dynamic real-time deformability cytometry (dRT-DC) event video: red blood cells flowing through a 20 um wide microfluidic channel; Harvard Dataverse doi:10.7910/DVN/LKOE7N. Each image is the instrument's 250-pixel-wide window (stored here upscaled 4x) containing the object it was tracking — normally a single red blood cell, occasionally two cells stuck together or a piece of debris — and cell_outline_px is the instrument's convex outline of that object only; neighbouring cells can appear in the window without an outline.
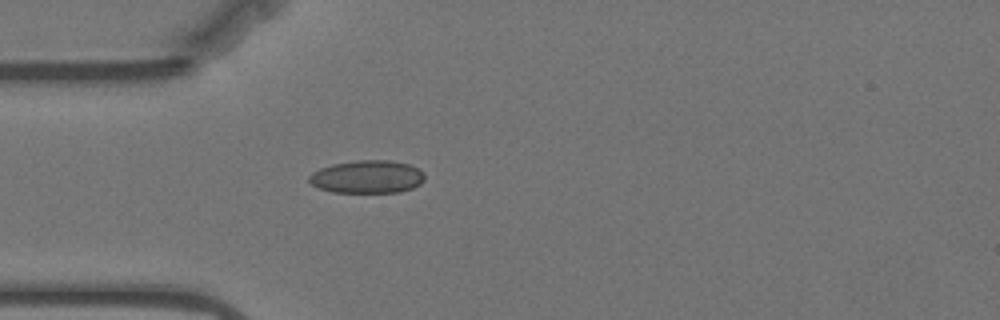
{"species": "Egyptian fruit bat (a non-hibernating species)", "species_latin": "Rousettus aegyptiacus", "temperature_condition": "warm", "stored_images_in_passage": 38, "camera_frame_rate_fps": 3000, "um_per_image_px": 0.085, "animal": {"sex": "female"}, "frame": {"image": 1, "passage_image": 1, "time_ms": 0.0, "image_size_px": [1000, 320], "cell_outline_px": [[424, 180], [420, 184], [412, 188], [400, 192], [332, 192], [320, 188], [312, 184], [308, 180], [308, 176], [312, 172], [320, 168], [332, 164], [356, 160], [392, 160], [408, 164], [424, 172]], "centroid_in_image_um": [31.21, 15.02], "position_along_channel_um": 53.8, "area_um2": 22.2}}
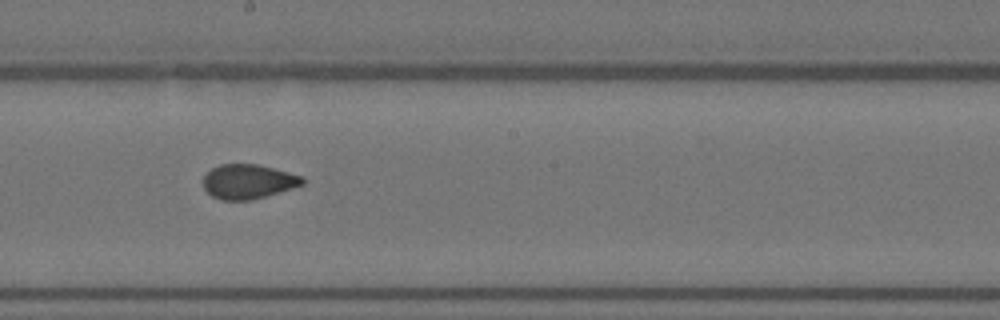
{"frame": {"image": 2, "passage_image": 16, "time_ms": 5.0, "image_size_px": [1000, 320], "cell_outline_px": [[304, 184], [292, 188], [252, 200], [220, 200], [212, 196], [204, 188], [204, 176], [212, 168], [220, 164], [256, 164], [304, 176]], "centroid_in_image_um": [21.1, 15.43], "position_along_channel_um": 227.1, "area_um2": 19.83}}
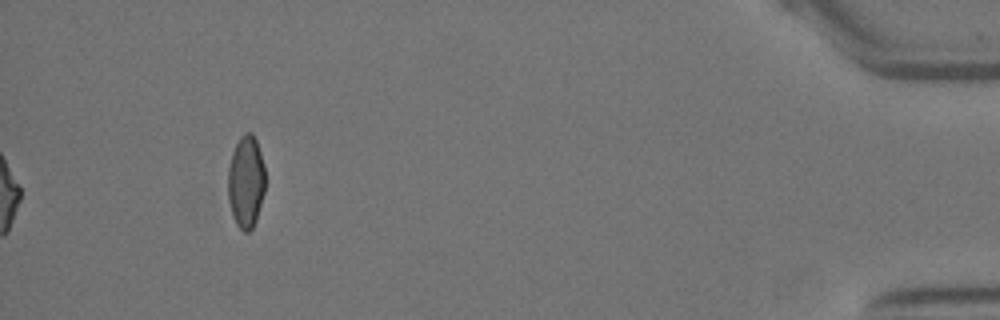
{"frame": {"image": 3, "passage_image": 38, "time_ms": 12.333, "image_size_px": [1000, 320], "cell_outline_px": [[264, 192], [256, 220], [252, 228], [248, 232], [244, 232], [236, 224], [232, 216], [228, 200], [228, 168], [232, 152], [240, 136], [244, 132], [252, 132], [256, 140], [264, 164]], "centroid_in_image_um": [20.89, 15.44], "position_along_channel_um": 414.3, "area_um2": 20.11}, "authors_computed_cell_mechanics": {"area_um2": 20.2589, "velocity_mm_per_s": 3.5333, "shape_relaxation_time_tau1_ms": 4.514, "shape_relaxation_time_tau2_ms": 1.4641, "deformation_change_tau1": 0.1075, "deformation_change_tau2": 0.0635}}